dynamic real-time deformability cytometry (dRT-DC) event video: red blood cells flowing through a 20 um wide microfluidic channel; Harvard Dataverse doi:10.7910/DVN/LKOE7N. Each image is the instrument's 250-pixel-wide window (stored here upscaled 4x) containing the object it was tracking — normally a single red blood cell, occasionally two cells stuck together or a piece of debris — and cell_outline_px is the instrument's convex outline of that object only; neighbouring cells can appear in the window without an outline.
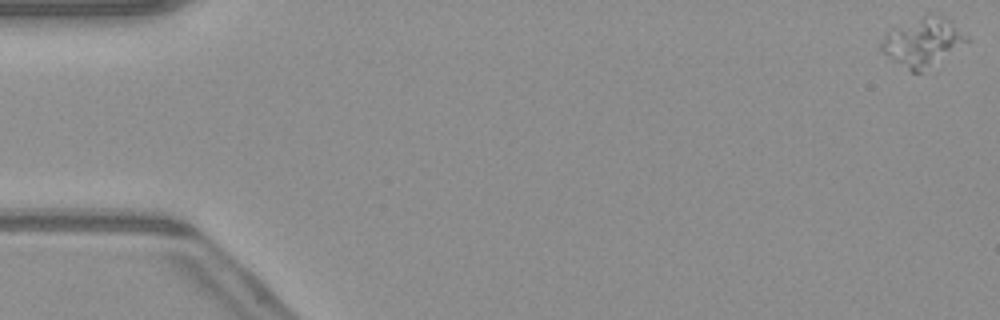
{"species": "common noctule bat (a hibernating species)", "species_latin": "Nyctalus noctula", "temperature_condition": "warm", "stored_images_in_passage": 52, "camera_frame_rate_fps": 3000, "um_per_image_px": 0.085, "animal": {"sex": "male", "body_mass_g": 23.1, "forearm_length_mm": 52.7}, "frame": {"image": 1, "passage_image": 1, "time_ms": 0.0, "image_size_px": [1000, 320], "cell_outline_px": [[972, 40], [968, 44], [920, 72], [912, 72], [880, 52], [880, 44], [884, 36], [888, 32], [928, 12], [936, 12], [944, 16], [968, 36]], "centroid_in_image_um": [78.48, 3.55], "position_along_channel_um": 6.5, "area_um2": 24.22}}
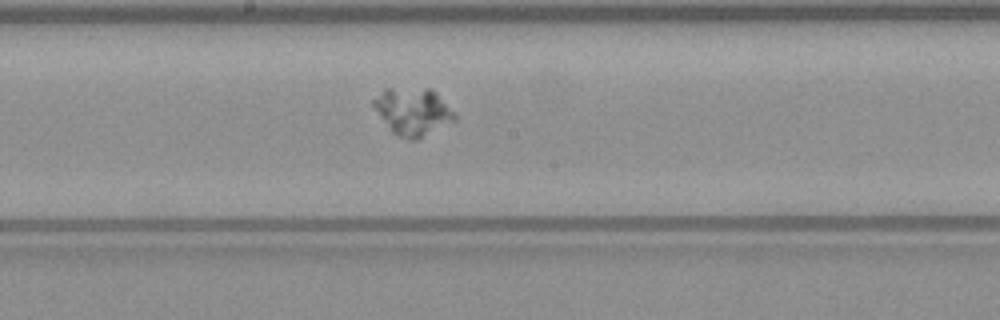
{"frame": {"image": 2, "passage_image": 28, "time_ms": 9.0, "image_size_px": [1000, 320], "cell_outline_px": [[456, 120], [416, 140], [408, 140], [392, 132], [380, 116], [372, 104], [372, 100], [384, 88], [432, 88], [436, 92], [456, 116]], "centroid_in_image_um": [35.08, 9.47], "position_along_channel_um": 213.1, "area_um2": 22.2}}
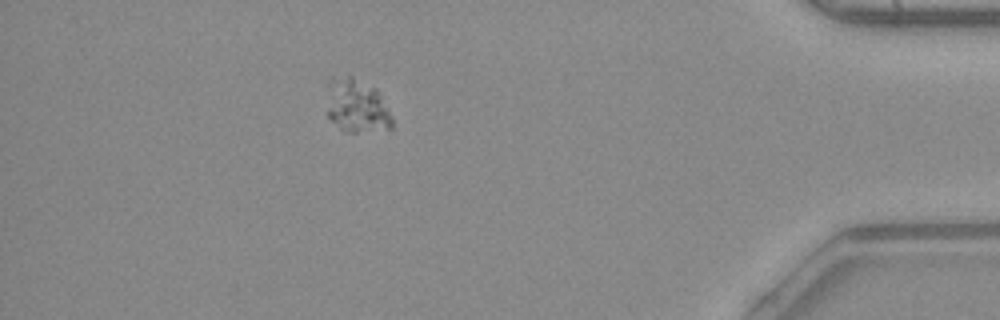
{"frame": {"image": 3, "passage_image": 46, "time_ms": 15.0, "image_size_px": [1000, 320], "cell_outline_px": [[392, 128], [356, 132], [344, 132], [328, 116], [328, 76], [352, 76], [376, 88], [388, 108], [392, 116]], "centroid_in_image_um": [30.31, 8.97], "position_along_channel_um": 404.9, "area_um2": 20.46}}